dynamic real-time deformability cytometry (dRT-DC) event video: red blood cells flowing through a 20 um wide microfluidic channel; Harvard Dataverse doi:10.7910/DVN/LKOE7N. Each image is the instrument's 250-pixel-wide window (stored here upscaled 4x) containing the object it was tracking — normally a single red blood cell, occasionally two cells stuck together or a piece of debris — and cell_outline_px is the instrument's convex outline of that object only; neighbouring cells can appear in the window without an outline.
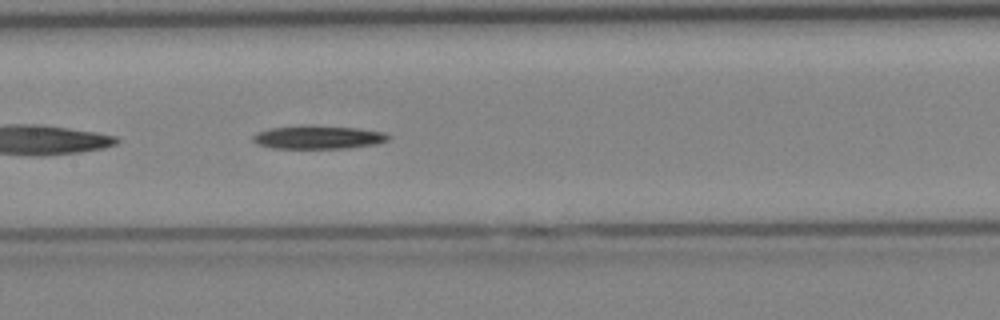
{"species": "Egyptian fruit bat (a non-hibernating species)", "species_latin": "Rousettus aegyptiacus", "temperature_condition": "cold", "stored_images_in_passage": 40, "camera_frame_rate_fps": 3000, "um_per_image_px": 0.085, "animal": {"sex": "female"}, "frame": {"image": 1, "passage_image": 18, "time_ms": 5.667, "image_size_px": [1000, 320], "cell_outline_px": [[392, 136], [388, 140], [376, 144], [348, 148], [272, 148], [256, 144], [252, 140], [252, 136], [256, 132], [268, 128], [360, 128], [384, 132]], "centroid_in_image_um": [27.07, 11.71], "position_along_channel_um": 180.3, "area_um2": 17.57}}
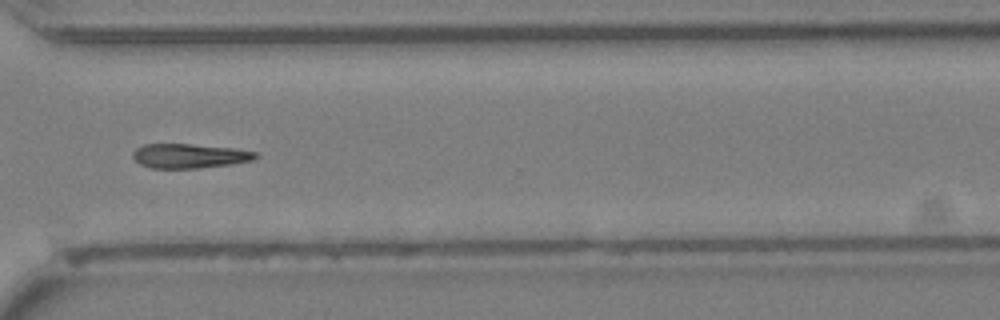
{"frame": {"image": 2, "passage_image": 29, "time_ms": 9.333, "image_size_px": [1000, 320], "cell_outline_px": [[260, 156], [252, 160], [232, 164], [200, 168], [152, 168], [140, 164], [132, 156], [132, 152], [136, 148], [144, 144], [192, 144], [232, 148], [256, 152]], "centroid_in_image_um": [16.1, 13.25], "position_along_channel_um": 354.5, "area_um2": 17.46}}
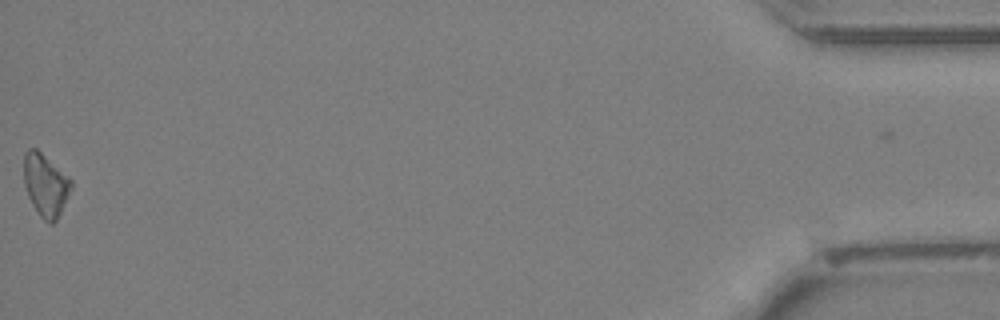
{"frame": {"image": 3, "passage_image": 40, "time_ms": 13.0, "image_size_px": [1000, 320], "cell_outline_px": [[72, 188], [56, 220], [52, 224], [48, 224], [40, 216], [32, 204], [28, 196], [24, 184], [24, 152], [28, 148], [36, 148], [68, 176], [72, 180]], "centroid_in_image_um": [3.86, 15.72], "position_along_channel_um": 431.3, "area_um2": 17.11}}